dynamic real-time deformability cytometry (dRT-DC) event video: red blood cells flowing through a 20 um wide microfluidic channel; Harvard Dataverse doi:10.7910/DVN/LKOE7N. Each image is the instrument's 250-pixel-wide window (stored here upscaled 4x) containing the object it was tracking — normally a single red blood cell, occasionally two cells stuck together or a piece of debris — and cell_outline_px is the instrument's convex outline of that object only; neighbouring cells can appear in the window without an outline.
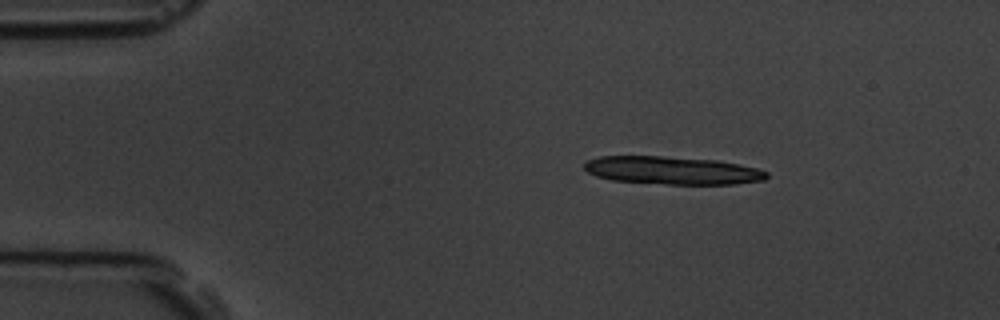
{"species": "common noctule bat (a hibernating species)", "species_latin": "Nyctalus noctula", "temperature_condition": "room temperature", "stored_images_in_passage": 4, "camera_frame_rate_fps": 3000, "um_per_image_px": 0.085, "animal": {"sex": "male", "body_mass_g": 19.5, "forearm_length_mm": 54.6}, "frame": {"image": 1, "passage_image": 2, "time_ms": 1.333, "image_size_px": [1000, 320], "cell_outline_px": [[768, 176], [764, 180], [732, 184], [668, 184], [612, 180], [596, 176], [588, 172], [584, 168], [584, 164], [588, 160], [600, 156], [664, 156], [716, 160], [740, 164], [756, 168], [768, 172]], "centroid_in_image_um": [57.14, 14.48], "position_along_channel_um": 27.9, "area_um2": 29.59}}